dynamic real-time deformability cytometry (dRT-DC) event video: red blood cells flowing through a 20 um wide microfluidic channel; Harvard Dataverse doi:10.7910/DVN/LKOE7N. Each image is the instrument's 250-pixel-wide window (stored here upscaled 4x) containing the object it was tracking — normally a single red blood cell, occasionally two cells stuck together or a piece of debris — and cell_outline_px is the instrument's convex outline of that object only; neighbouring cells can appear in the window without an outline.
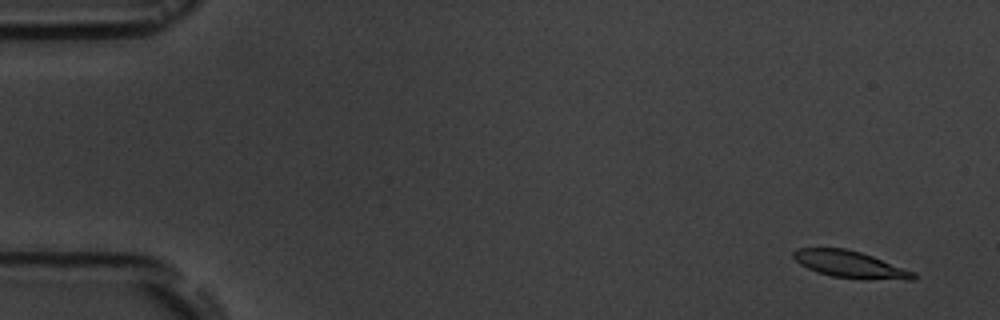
{"species": "common noctule bat (a hibernating species)", "species_latin": "Nyctalus noctula", "temperature_condition": "room temperature", "stored_images_in_passage": 2, "segment_of_instrument_passage": [2, 2], "camera_frame_rate_fps": 3000, "um_per_image_px": 0.085, "animal": {"sex": "male", "body_mass_g": 19.5, "forearm_length_mm": 54.6}, "frame": {"image": 1, "passage_image": 2, "time_ms": 5.333, "image_size_px": [1000, 320], "cell_outline_px": [[916, 280], [908, 280], [832, 276], [808, 268], [800, 264], [792, 256], [792, 252], [796, 248], [844, 248], [860, 252], [872, 256], [916, 272]], "centroid_in_image_um": [72.26, 22.45], "position_along_channel_um": 12.7, "area_um2": 18.32}}